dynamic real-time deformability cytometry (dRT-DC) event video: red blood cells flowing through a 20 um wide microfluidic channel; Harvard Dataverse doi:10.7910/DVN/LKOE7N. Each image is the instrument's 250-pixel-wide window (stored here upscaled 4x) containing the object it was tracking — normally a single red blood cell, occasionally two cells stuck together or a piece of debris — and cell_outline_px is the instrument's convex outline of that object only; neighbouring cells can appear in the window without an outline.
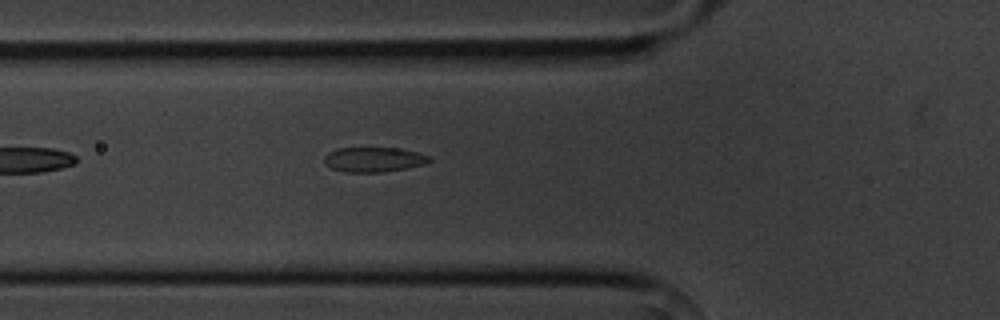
{"species": "common noctule bat (a hibernating species)", "species_latin": "Nyctalus noctula", "temperature_condition": "cold", "stored_images_in_passage": 3, "camera_frame_rate_fps": 3000, "um_per_image_px": 0.085, "animal": {"sex": "male", "body_mass_g": 20.1, "forearm_length_mm": 53.5}, "frame": {"image": 1, "passage_image": 3, "time_ms": 2.333, "image_size_px": [1000, 320], "cell_outline_px": [[432, 160], [428, 164], [384, 172], [344, 172], [332, 168], [324, 164], [324, 156], [328, 152], [336, 148], [396, 148], [416, 152], [428, 156]], "centroid_in_image_um": [31.75, 13.56], "position_along_channel_um": 94.0, "area_um2": 15.26}}